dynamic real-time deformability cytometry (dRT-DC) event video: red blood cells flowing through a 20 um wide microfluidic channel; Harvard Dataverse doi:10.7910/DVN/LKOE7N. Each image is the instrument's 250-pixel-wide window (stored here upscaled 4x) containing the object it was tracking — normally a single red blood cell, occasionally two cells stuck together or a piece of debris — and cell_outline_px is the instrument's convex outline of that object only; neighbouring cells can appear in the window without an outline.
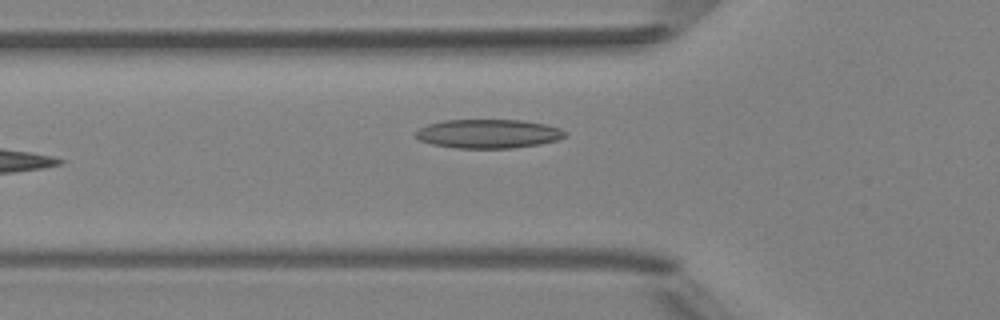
{"species": "Egyptian fruit bat (a non-hibernating species)", "species_latin": "Rousettus aegyptiacus", "temperature_condition": "room temperature", "stored_images_in_passage": 5, "camera_frame_rate_fps": 3000, "um_per_image_px": 0.085, "animal": {"sex": "female"}, "frame": {"image": 1, "passage_image": 5, "time_ms": 4.667, "image_size_px": [1000, 320], "cell_outline_px": [[568, 132], [564, 136], [556, 140], [540, 144], [512, 148], [456, 148], [432, 144], [420, 140], [412, 132], [428, 124], [444, 120], [520, 120], [544, 124], [560, 128]], "centroid_in_image_um": [41.48, 11.37], "position_along_channel_um": 84.3, "area_um2": 25.14}}